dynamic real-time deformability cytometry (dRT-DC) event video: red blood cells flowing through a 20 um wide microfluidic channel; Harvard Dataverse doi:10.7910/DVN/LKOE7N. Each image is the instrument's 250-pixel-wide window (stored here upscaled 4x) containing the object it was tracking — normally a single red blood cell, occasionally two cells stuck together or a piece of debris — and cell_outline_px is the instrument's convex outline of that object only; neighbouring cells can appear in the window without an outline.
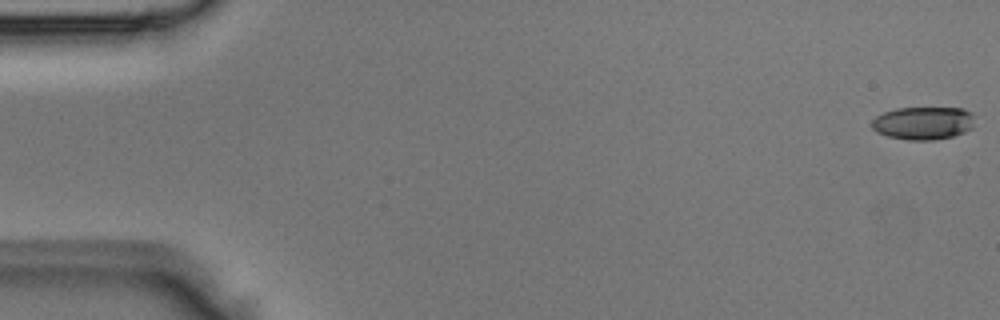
{"species": "Egyptian fruit bat (a non-hibernating species)", "species_latin": "Rousettus aegyptiacus", "temperature_condition": "room temperature", "stored_images_in_passage": 5, "camera_frame_rate_fps": 3000, "um_per_image_px": 0.085, "animal": {"sex": "male"}, "frame": {"image": 1, "passage_image": 1, "time_ms": 0.0, "image_size_px": [1000, 320], "cell_outline_px": [[972, 128], [964, 132], [952, 136], [932, 140], [908, 140], [888, 136], [876, 132], [872, 128], [872, 120], [876, 116], [884, 112], [896, 108], [964, 108], [972, 112]], "centroid_in_image_um": [78.45, 10.46], "position_along_channel_um": 6.5, "area_um2": 19.71}}
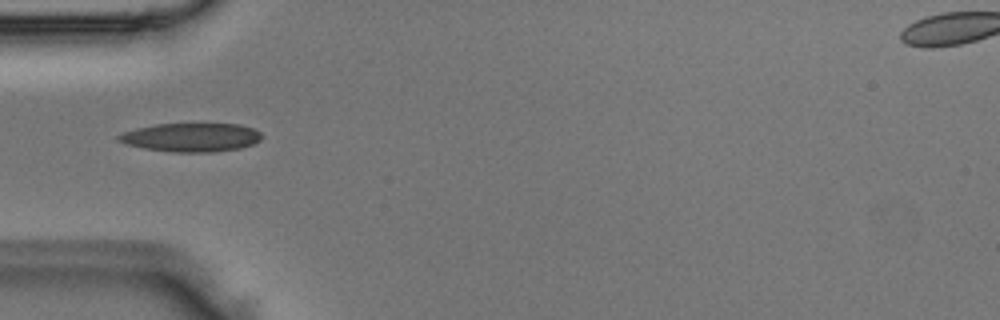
{"frame": {"image": 2, "passage_image": 5, "time_ms": 1.333, "image_size_px": [1000, 320], "cell_outline_px": [[264, 136], [260, 140], [252, 144], [240, 148], [212, 152], [172, 152], [144, 148], [124, 144], [116, 140], [116, 136], [124, 132], [136, 128], [156, 124], [240, 124], [252, 128], [260, 132]], "centroid_in_image_um": [16.23, 11.68], "position_along_channel_um": 68.8, "area_um2": 23.99}}